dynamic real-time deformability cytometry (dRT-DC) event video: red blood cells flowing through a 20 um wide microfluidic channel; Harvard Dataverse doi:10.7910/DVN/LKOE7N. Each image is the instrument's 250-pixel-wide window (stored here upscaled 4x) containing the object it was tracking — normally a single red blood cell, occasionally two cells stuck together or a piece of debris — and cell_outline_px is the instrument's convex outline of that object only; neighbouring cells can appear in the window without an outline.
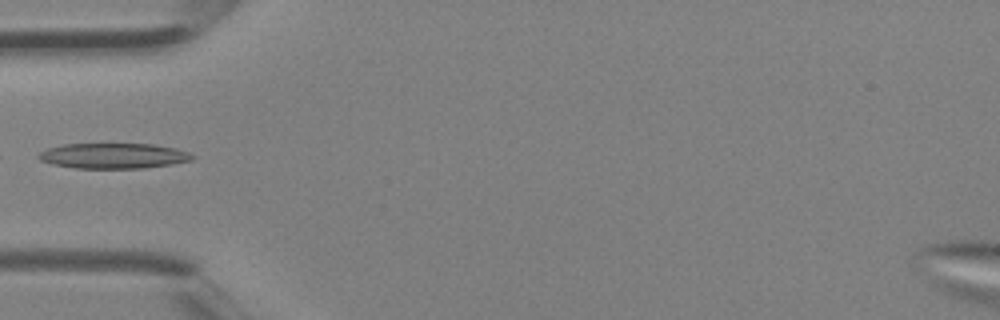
{"species": "Egyptian fruit bat (a non-hibernating species)", "species_latin": "Rousettus aegyptiacus", "temperature_condition": "room temperature", "stored_images_in_passage": 2, "camera_frame_rate_fps": 3000, "um_per_image_px": 0.085, "animal": {"sex": "female"}, "frame": {"image": 1, "passage_image": 2, "time_ms": 0.333, "image_size_px": [1000, 320], "cell_outline_px": [[196, 156], [192, 160], [144, 168], [76, 168], [52, 164], [40, 160], [36, 156], [40, 152], [48, 148], [64, 144], [156, 144], [176, 148], [188, 152]], "centroid_in_image_um": [9.64, 13.24], "position_along_channel_um": 75.4, "area_um2": 22.66}}